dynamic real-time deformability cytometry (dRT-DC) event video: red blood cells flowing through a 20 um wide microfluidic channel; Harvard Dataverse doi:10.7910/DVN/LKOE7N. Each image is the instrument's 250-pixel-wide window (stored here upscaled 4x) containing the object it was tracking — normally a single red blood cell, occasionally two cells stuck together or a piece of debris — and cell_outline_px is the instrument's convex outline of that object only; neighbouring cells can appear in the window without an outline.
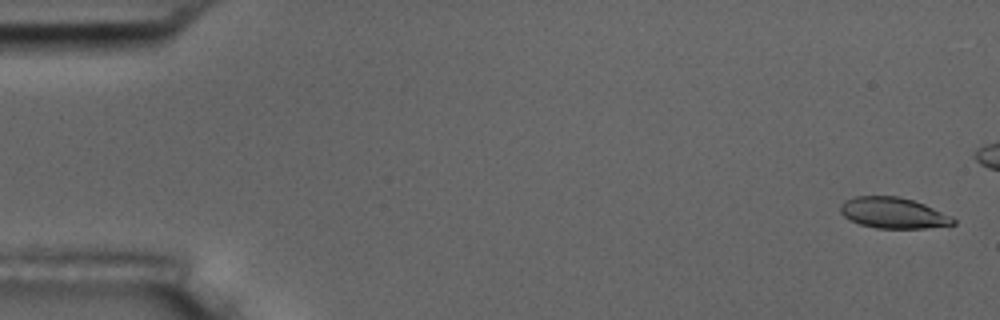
{"species": "common noctule bat (a hibernating species)", "species_latin": "Nyctalus noctula", "temperature_condition": "room temperature", "stored_images_in_passage": 7, "camera_frame_rate_fps": 3000, "um_per_image_px": 0.085, "animal": {"sex": "male", "body_mass_g": 17.5, "forearm_length_mm": 52.3}, "frame": {"image": 1, "passage_image": 1, "time_ms": 0.0, "image_size_px": [1000, 320], "cell_outline_px": [[956, 224], [924, 228], [876, 228], [860, 224], [844, 216], [840, 212], [840, 204], [844, 200], [852, 196], [896, 196], [912, 200], [924, 204], [956, 220]], "centroid_in_image_um": [75.86, 18.09], "position_along_channel_um": 9.1, "area_um2": 20.06}}